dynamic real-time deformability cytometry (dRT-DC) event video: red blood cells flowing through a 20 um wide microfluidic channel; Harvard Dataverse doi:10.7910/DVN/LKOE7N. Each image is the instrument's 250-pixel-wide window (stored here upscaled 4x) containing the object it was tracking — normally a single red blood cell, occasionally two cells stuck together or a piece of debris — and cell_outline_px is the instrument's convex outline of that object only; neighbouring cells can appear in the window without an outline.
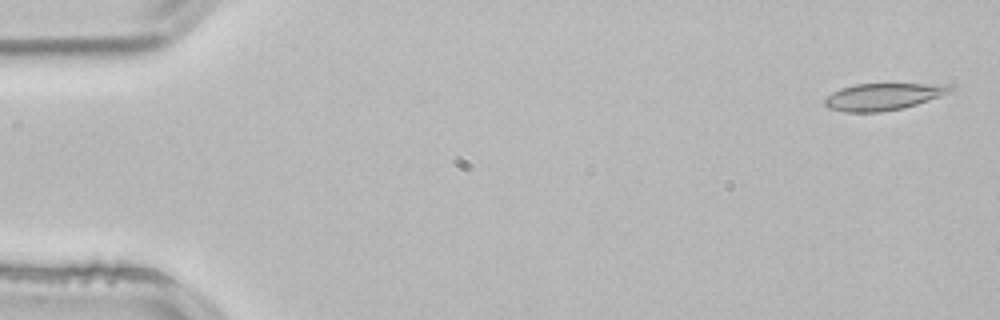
{"species": "common noctule bat (a hibernating species)", "species_latin": "Nyctalus noctula", "temperature_condition": "room temperature", "stored_images_in_passage": 3, "camera_frame_rate_fps": 3000, "um_per_image_px": 0.085, "animal": {"sex": "male", "body_mass_g": 21.5, "forearm_length_mm": 52.0}, "frame": {"image": 1, "passage_image": 1, "time_ms": 0.0, "image_size_px": [1000, 320], "cell_outline_px": [[952, 92], [904, 108], [880, 112], [844, 112], [828, 108], [824, 104], [824, 100], [832, 92], [840, 88], [856, 84], [952, 84]], "centroid_in_image_um": [75.06, 8.21], "position_along_channel_um": 9.9, "area_um2": 19.71}}
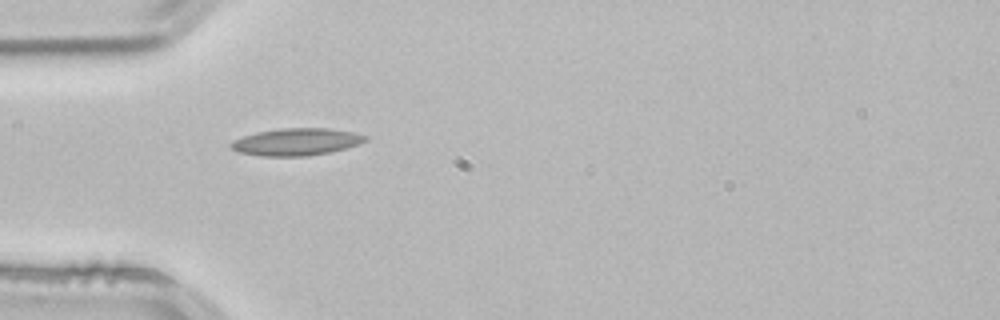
{"frame": {"image": 2, "passage_image": 3, "time_ms": 0.667, "image_size_px": [1000, 320], "cell_outline_px": [[368, 140], [360, 144], [328, 152], [308, 156], [260, 156], [236, 152], [228, 144], [232, 140], [256, 132], [280, 128], [328, 128], [352, 132], [368, 136]], "centroid_in_image_um": [25.16, 12.06], "position_along_channel_um": 59.8, "area_um2": 21.39}}